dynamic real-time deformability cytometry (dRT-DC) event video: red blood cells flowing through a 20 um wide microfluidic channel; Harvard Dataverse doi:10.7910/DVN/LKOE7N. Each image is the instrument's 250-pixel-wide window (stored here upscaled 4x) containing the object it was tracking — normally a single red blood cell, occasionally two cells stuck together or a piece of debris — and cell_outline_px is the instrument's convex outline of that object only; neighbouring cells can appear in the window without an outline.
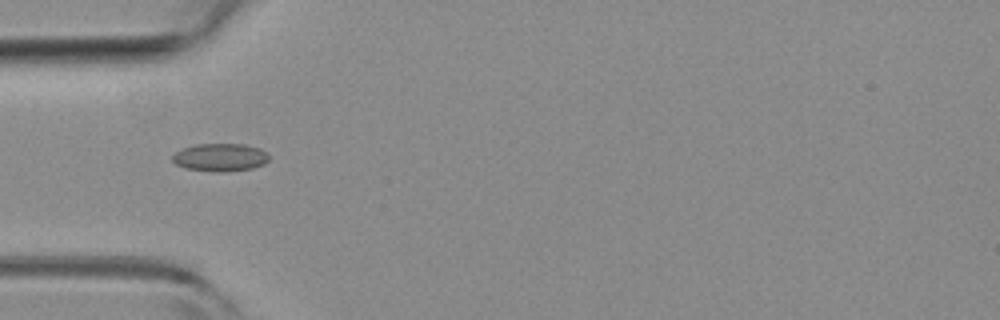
{"species": "common noctule bat (a hibernating species)", "species_latin": "Nyctalus noctula", "temperature_condition": "room temperature", "stored_images_in_passage": 7, "camera_frame_rate_fps": 3000, "um_per_image_px": 0.085, "animal": {"sex": "female", "body_mass_g": 19.3, "forearm_length_mm": 54.1}, "frame": {"image": 1, "passage_image": 4, "time_ms": 1.0, "image_size_px": [1000, 320], "cell_outline_px": [[268, 160], [264, 164], [252, 168], [228, 172], [212, 172], [184, 168], [176, 164], [172, 160], [172, 156], [176, 152], [184, 148], [196, 144], [244, 144], [260, 148], [268, 156]], "centroid_in_image_um": [18.7, 13.39], "position_along_channel_um": 66.3, "area_um2": 15.72}}
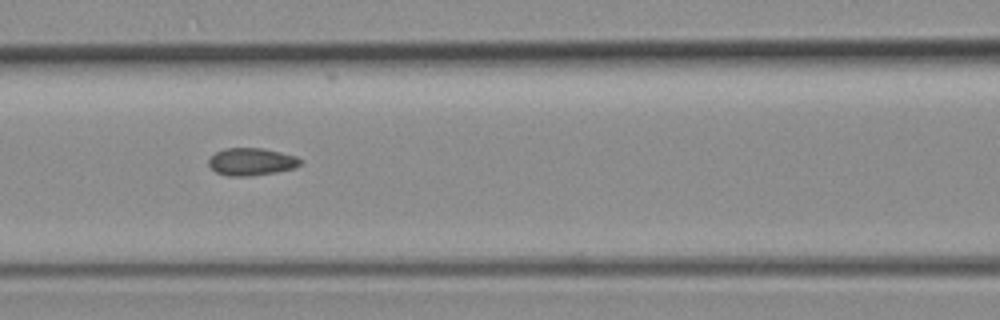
{"frame": {"image": 2, "passage_image": 6, "time_ms": 1.667, "image_size_px": [1000, 320], "cell_outline_px": [[300, 164], [296, 168], [276, 172], [252, 176], [228, 176], [216, 172], [208, 164], [208, 160], [216, 152], [224, 148], [264, 148], [296, 156], [300, 160]], "centroid_in_image_um": [21.37, 13.75], "position_along_channel_um": 145.2, "area_um2": 14.68}}
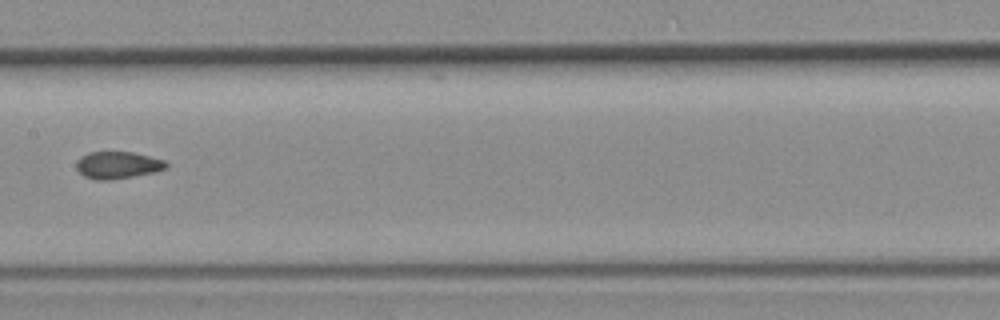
{"frame": {"image": 3, "passage_image": 7, "time_ms": 2.0, "image_size_px": [1000, 320], "cell_outline_px": [[168, 168], [156, 172], [112, 180], [96, 180], [84, 176], [76, 168], [76, 160], [80, 156], [88, 152], [132, 152], [164, 160], [168, 164]], "centroid_in_image_um": [9.99, 14.04], "position_along_channel_um": 197.4, "area_um2": 14.33}}